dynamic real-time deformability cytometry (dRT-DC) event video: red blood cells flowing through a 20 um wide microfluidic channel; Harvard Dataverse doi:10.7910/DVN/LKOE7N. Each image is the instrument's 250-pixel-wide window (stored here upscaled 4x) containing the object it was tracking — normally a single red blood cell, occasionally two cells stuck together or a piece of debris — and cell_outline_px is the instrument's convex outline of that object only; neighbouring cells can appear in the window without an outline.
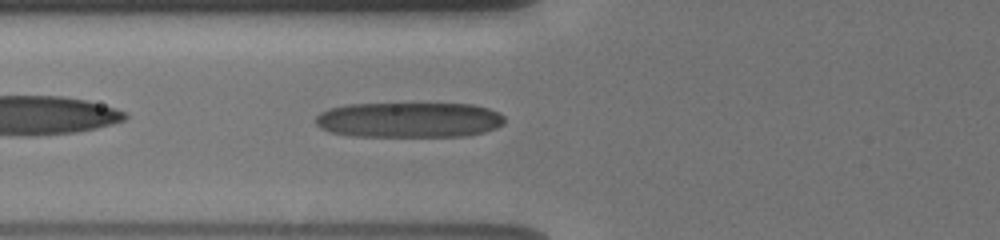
{"species": "human", "species_latin": "Homo sapiens", "temperature_condition": "cold", "stored_images_in_passage": 33, "camera_frame_rate_fps": 3000, "um_per_image_px": 0.085, "donor": {"sex": "male"}, "frame": {"image": 1, "passage_image": 14, "time_ms": 7.333, "image_size_px": [1000, 240], "cell_outline_px": [[504, 124], [496, 128], [484, 132], [468, 136], [352, 136], [332, 132], [320, 128], [316, 124], [316, 116], [320, 112], [328, 108], [348, 104], [472, 104], [488, 108], [500, 112], [504, 116]], "centroid_in_image_um": [34.79, 10.19], "position_along_channel_um": 91.0, "area_um2": 39.07}}
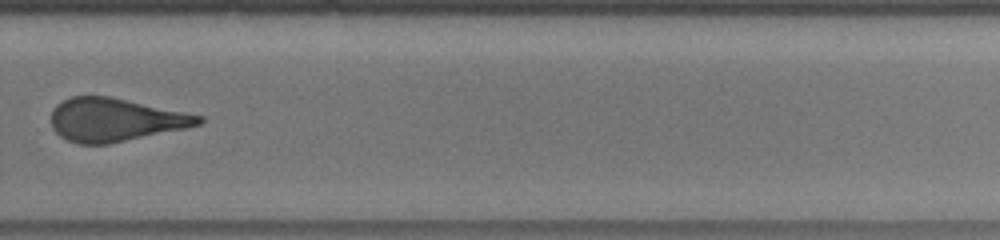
{"frame": {"image": 2, "passage_image": 23, "time_ms": 13.333, "image_size_px": [1000, 240], "cell_outline_px": [[204, 120], [200, 124], [188, 128], [108, 144], [80, 144], [68, 140], [60, 136], [52, 128], [52, 108], [56, 104], [72, 96], [108, 96], [204, 116]], "centroid_in_image_um": [9.79, 10.19], "position_along_channel_um": 320.0, "area_um2": 36.99}, "authors_computed_cell_mechanics": {"area_um2": 39.4196, "velocity_mm_per_s": 3.8177, "shape_relaxation_time_tau1_ms": 4.4708, "shape_relaxation_time_tau2_ms": 2.2376, "deformation_change_tau1": 0.1955, "deformation_change_tau2": 0.1368}}